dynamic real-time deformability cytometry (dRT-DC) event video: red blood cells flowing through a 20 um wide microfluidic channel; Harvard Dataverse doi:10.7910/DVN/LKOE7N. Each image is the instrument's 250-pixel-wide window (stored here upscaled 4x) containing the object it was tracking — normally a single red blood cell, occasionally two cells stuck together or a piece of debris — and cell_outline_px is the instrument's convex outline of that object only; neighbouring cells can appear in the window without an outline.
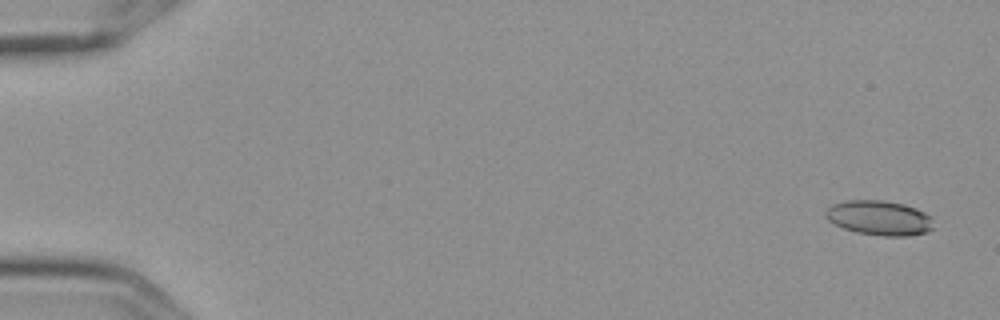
{"species": "Egyptian fruit bat (a non-hibernating species)", "species_latin": "Rousettus aegyptiacus", "temperature_condition": "cold", "stored_images_in_passage": 15, "camera_frame_rate_fps": 3000, "um_per_image_px": 0.085, "frame": {"image": 1, "passage_image": 1, "time_ms": 0.0, "image_size_px": [1000, 320], "cell_outline_px": [[932, 228], [928, 232], [908, 236], [884, 236], [856, 232], [844, 228], [828, 220], [824, 216], [824, 212], [832, 204], [848, 200], [880, 200], [904, 204], [916, 208], [932, 216]], "centroid_in_image_um": [74.75, 18.52], "position_along_channel_um": 10.3, "area_um2": 21.85}}
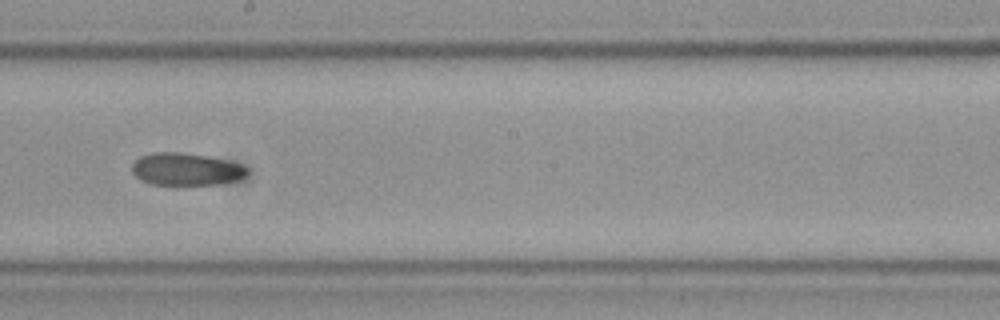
{"frame": {"image": 2, "passage_image": 9, "time_ms": 2.667, "image_size_px": [1000, 320], "cell_outline_px": [[248, 172], [240, 180], [216, 184], [176, 188], [152, 184], [140, 180], [132, 172], [132, 164], [140, 156], [152, 152], [180, 152], [204, 156], [224, 160], [240, 164], [248, 168]], "centroid_in_image_um": [15.78, 14.44], "position_along_channel_um": 232.4, "area_um2": 22.48}}
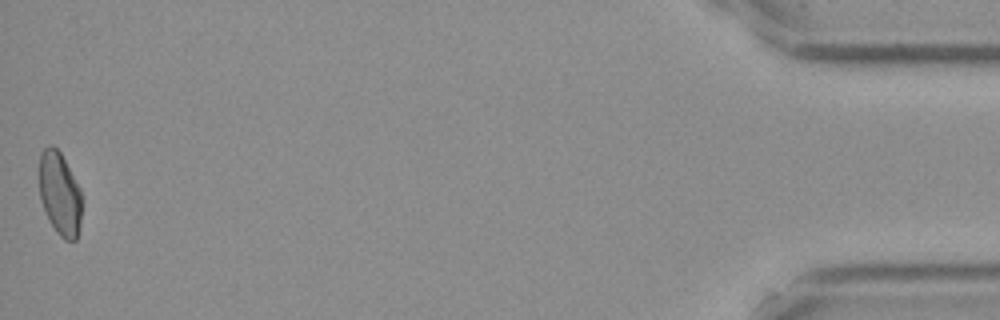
{"frame": {"image": 3, "passage_image": 15, "time_ms": 4.667, "image_size_px": [1000, 320], "cell_outline_px": [[80, 224], [76, 240], [64, 240], [56, 232], [40, 200], [40, 152], [48, 144], [52, 144], [60, 152], [80, 188]], "centroid_in_image_um": [5.07, 16.44], "position_along_channel_um": 430.1, "area_um2": 20.29}}